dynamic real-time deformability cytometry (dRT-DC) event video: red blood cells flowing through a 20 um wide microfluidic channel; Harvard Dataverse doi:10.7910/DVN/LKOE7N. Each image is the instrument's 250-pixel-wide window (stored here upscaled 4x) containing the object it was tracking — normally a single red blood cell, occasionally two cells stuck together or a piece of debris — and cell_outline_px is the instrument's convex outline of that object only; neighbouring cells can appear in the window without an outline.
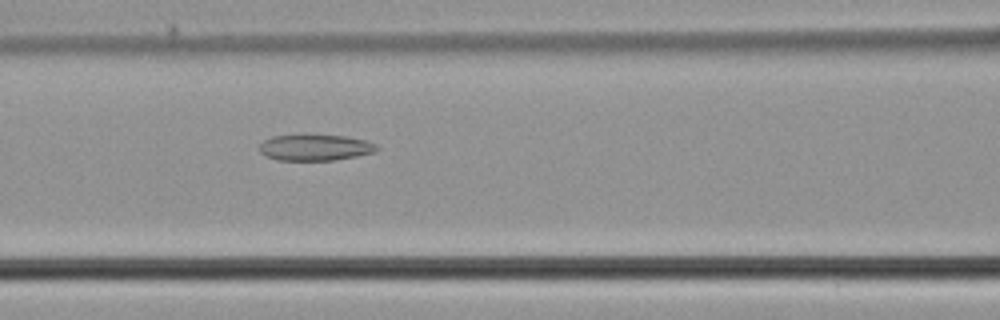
{"species": "common noctule bat (a hibernating species)", "species_latin": "Nyctalus noctula", "temperature_condition": "cold", "stored_images_in_passage": 31, "camera_frame_rate_fps": 3000, "um_per_image_px": 0.085, "animal": {"sex": "male", "body_mass_g": 21.5, "forearm_length_mm": 52.0}, "frame": {"image": 1, "passage_image": 21, "time_ms": 6.667, "image_size_px": [1000, 320], "cell_outline_px": [[380, 148], [376, 152], [356, 156], [332, 160], [276, 160], [264, 156], [260, 152], [260, 144], [264, 140], [272, 136], [304, 132], [308, 132], [344, 136], [368, 140], [376, 144]], "centroid_in_image_um": [26.77, 12.49], "position_along_channel_um": 139.8, "area_um2": 18.79}}
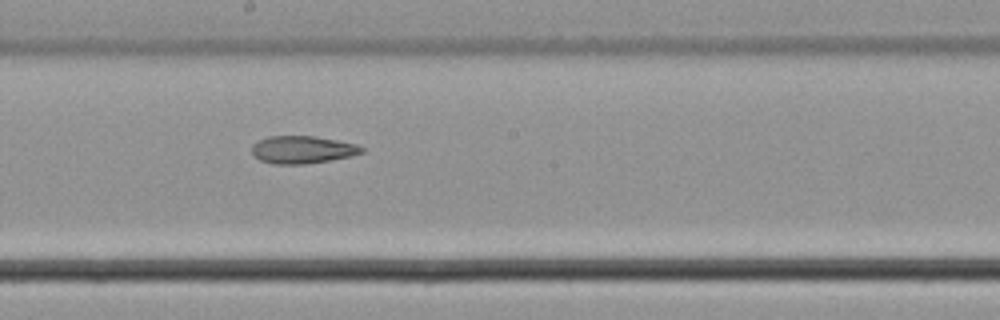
{"frame": {"image": 2, "passage_image": 27, "time_ms": 8.667, "image_size_px": [1000, 320], "cell_outline_px": [[364, 152], [352, 156], [304, 164], [272, 164], [260, 160], [252, 152], [252, 144], [268, 136], [312, 136], [336, 140], [356, 144], [364, 148]], "centroid_in_image_um": [25.7, 12.72], "position_along_channel_um": 222.5, "area_um2": 17.51}}
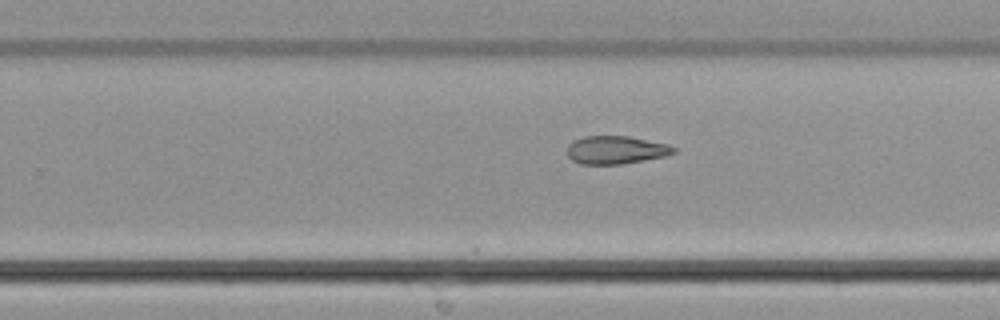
{"frame": {"image": 3, "passage_image": 31, "time_ms": 10.0, "image_size_px": [1000, 320], "cell_outline_px": [[676, 152], [664, 156], [620, 164], [580, 164], [572, 160], [568, 156], [568, 144], [572, 140], [584, 136], [628, 136], [668, 144], [676, 148]], "centroid_in_image_um": [52.32, 12.73], "position_along_channel_um": 277.5, "area_um2": 17.34}}